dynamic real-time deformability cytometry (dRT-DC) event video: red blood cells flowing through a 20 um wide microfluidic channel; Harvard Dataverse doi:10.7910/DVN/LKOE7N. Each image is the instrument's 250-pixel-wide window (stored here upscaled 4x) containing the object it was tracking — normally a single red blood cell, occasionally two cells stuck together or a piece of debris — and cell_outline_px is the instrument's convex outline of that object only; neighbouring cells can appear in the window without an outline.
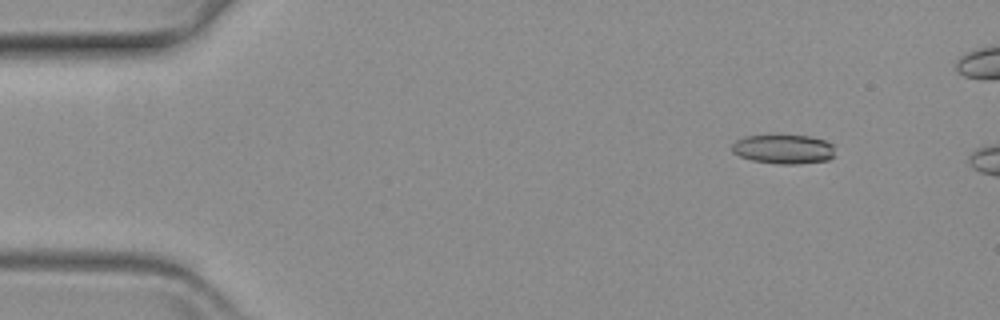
{"species": "common noctule bat (a hibernating species)", "species_latin": "Nyctalus noctula", "temperature_condition": "warm", "stored_images_in_passage": 6, "camera_frame_rate_fps": 3000, "um_per_image_px": 0.085, "animal": {"sex": "female", "body_mass_g": 19.3, "forearm_length_mm": 54.1}, "frame": {"image": 1, "passage_image": 1, "time_ms": 0.0, "image_size_px": [1000, 320], "cell_outline_px": [[836, 156], [828, 160], [796, 164], [780, 164], [752, 160], [740, 156], [732, 152], [732, 144], [736, 140], [744, 136], [808, 136], [824, 140], [832, 144]], "centroid_in_image_um": [66.62, 12.69], "position_along_channel_um": 18.4, "area_um2": 17.46}}